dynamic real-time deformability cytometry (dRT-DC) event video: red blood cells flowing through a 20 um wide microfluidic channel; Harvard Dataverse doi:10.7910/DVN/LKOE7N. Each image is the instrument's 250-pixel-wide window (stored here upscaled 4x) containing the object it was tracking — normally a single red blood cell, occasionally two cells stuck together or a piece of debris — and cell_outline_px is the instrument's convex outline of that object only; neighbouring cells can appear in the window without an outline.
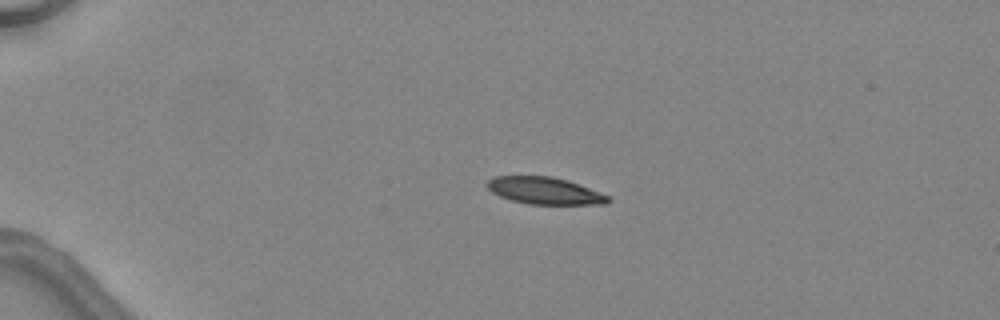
{"species": "common noctule bat (a hibernating species)", "species_latin": "Nyctalus noctula", "temperature_condition": "warm", "stored_images_in_passage": 4, "camera_frame_rate_fps": 3000, "um_per_image_px": 0.085, "animal": {"sex": "female", "body_mass_g": 24.6, "forearm_length_mm": 56.2}, "frame": {"image": 1, "passage_image": 3, "time_ms": 2.333, "image_size_px": [1000, 320], "cell_outline_px": [[612, 200], [608, 204], [528, 204], [512, 200], [500, 196], [492, 192], [484, 184], [488, 180], [496, 176], [552, 176], [568, 180], [600, 192], [608, 196]], "centroid_in_image_um": [46.3, 16.21], "position_along_channel_um": 38.7, "area_um2": 19.07}}